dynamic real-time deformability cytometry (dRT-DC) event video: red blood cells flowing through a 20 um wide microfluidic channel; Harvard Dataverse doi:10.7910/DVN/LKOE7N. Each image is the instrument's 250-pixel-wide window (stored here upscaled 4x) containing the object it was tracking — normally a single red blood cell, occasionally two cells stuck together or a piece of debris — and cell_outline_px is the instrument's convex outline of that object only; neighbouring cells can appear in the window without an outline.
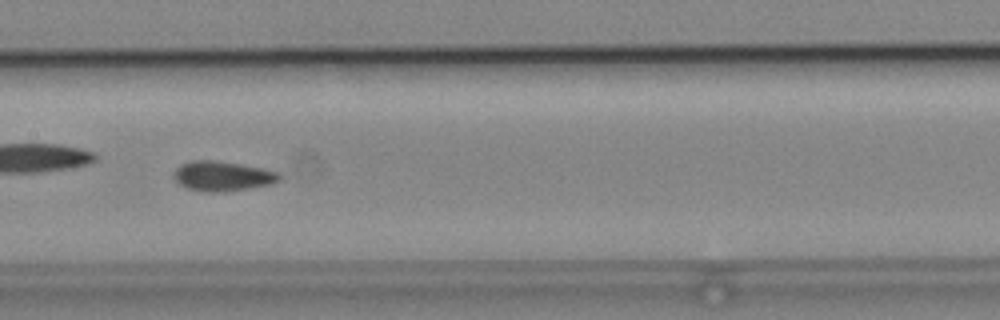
{"species": "common noctule bat (a hibernating species)", "species_latin": "Nyctalus noctula", "temperature_condition": "cold", "stored_images_in_passage": 40, "camera_frame_rate_fps": 3000, "um_per_image_px": 0.085, "animal": {"sex": "male", "body_mass_g": 19.2, "forearm_length_mm": 51.8}, "frame": {"image": 1, "passage_image": 18, "time_ms": 5.667, "image_size_px": [1000, 320], "cell_outline_px": [[280, 180], [272, 184], [224, 192], [208, 192], [188, 188], [180, 184], [172, 176], [172, 172], [180, 164], [192, 160], [216, 160], [264, 168], [276, 172], [280, 176]], "centroid_in_image_um": [18.88, 14.96], "position_along_channel_um": 188.5, "area_um2": 18.38}, "authors_computed_cell_mechanics": {"area_um2": 17.34, "velocity_mm_per_s": 3.8233, "shape_relaxation_time_tau1_ms": null, "shape_relaxation_time_tau2_ms": 4.0203, "deformation_change_tau1": null, "deformation_change_tau2": 0.0599}}